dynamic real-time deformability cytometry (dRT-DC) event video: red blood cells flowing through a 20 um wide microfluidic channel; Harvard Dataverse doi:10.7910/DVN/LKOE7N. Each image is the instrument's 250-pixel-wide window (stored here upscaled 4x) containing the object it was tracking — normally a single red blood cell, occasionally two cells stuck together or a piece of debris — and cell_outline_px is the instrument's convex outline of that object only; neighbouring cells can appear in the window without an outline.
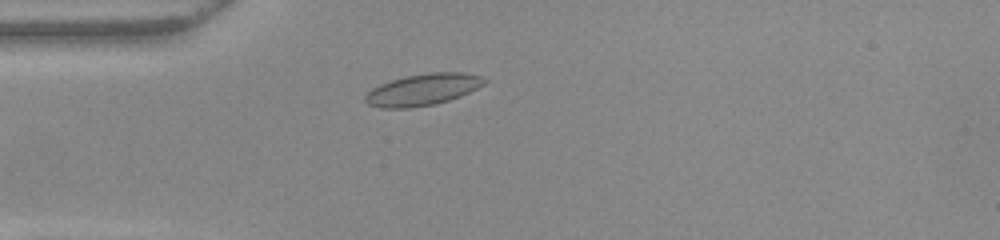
{"species": "common noctule bat (a hibernating species)", "species_latin": "Nyctalus noctula", "temperature_condition": "warm", "stored_images_in_passage": 46, "camera_frame_rate_fps": 3000, "um_per_image_px": 0.085, "animal": {"sex": "female", "body_mass_g": 22.0, "forearm_length_mm": 56.7}, "frame": {"image": 1, "passage_image": 8, "time_ms": 2.333, "image_size_px": [1000, 240], "cell_outline_px": [[488, 80], [484, 84], [460, 96], [436, 104], [408, 108], [380, 108], [368, 104], [364, 100], [364, 96], [372, 88], [380, 84], [392, 80], [408, 76], [432, 72], [464, 72], [480, 76]], "centroid_in_image_um": [35.93, 7.62], "position_along_channel_um": 49.1, "area_um2": 21.79}}
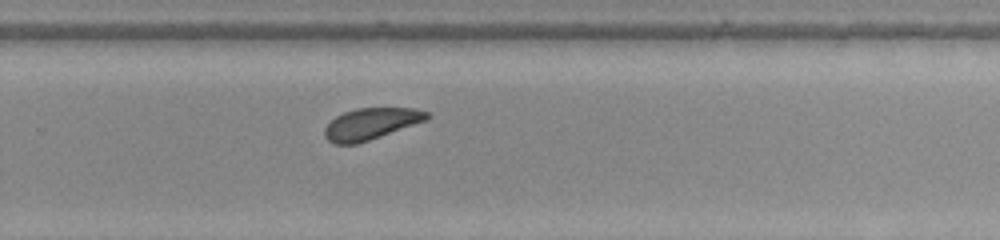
{"frame": {"image": 2, "passage_image": 28, "time_ms": 9.0, "image_size_px": [1000, 240], "cell_outline_px": [[432, 116], [428, 120], [356, 144], [332, 144], [324, 136], [324, 128], [336, 116], [344, 112], [356, 108], [416, 108], [428, 112]], "centroid_in_image_um": [31.55, 10.51], "position_along_channel_um": 298.3, "area_um2": 18.79}}
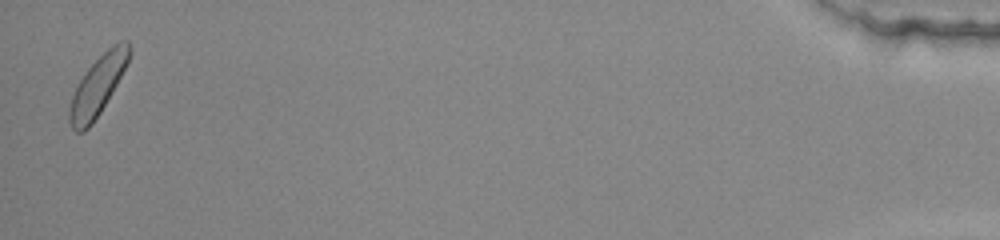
{"frame": {"image": 3, "passage_image": 45, "time_ms": 14.667, "image_size_px": [1000, 240], "cell_outline_px": [[132, 52], [116, 84], [100, 112], [92, 124], [84, 132], [76, 132], [72, 128], [68, 120], [68, 108], [72, 96], [80, 80], [88, 68], [112, 44], [120, 40], [128, 40], [132, 48]], "centroid_in_image_um": [8.3, 7.28], "position_along_channel_um": 426.9, "area_um2": 20.35}}